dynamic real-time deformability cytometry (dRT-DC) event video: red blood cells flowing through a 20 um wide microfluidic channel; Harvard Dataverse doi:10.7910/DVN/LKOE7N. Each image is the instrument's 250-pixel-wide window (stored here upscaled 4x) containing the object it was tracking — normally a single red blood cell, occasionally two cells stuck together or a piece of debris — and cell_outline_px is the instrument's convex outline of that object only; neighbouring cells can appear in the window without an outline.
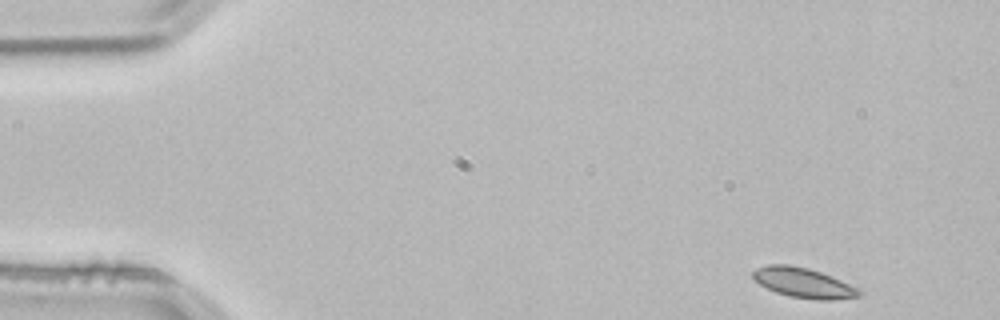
{"species": "common noctule bat (a hibernating species)", "species_latin": "Nyctalus noctula", "temperature_condition": "room temperature", "stored_images_in_passage": 50, "camera_frame_rate_fps": 3000, "um_per_image_px": 0.085, "animal": {"sex": "male", "body_mass_g": 21.5, "forearm_length_mm": 52.0}, "frame": {"image": 1, "passage_image": 1, "time_ms": 0.0, "image_size_px": [1000, 320], "cell_outline_px": [[864, 292], [860, 296], [832, 300], [816, 300], [788, 296], [776, 292], [760, 284], [752, 276], [752, 272], [756, 268], [768, 264], [788, 264], [808, 268], [832, 276]], "centroid_in_image_um": [68.28, 24.04], "position_along_channel_um": 16.7, "area_um2": 18.44}}
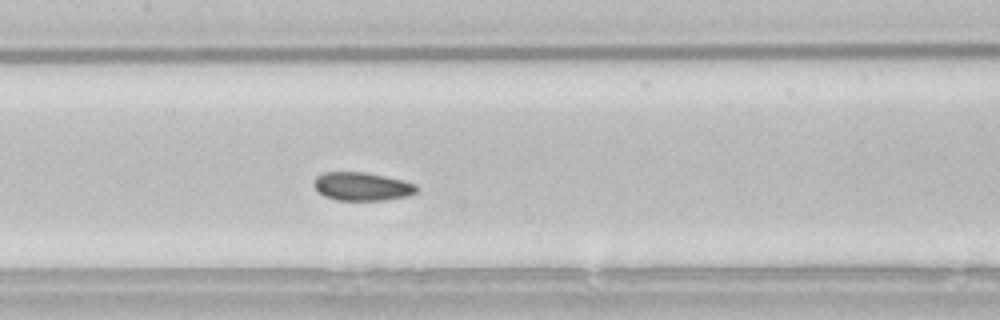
{"frame": {"image": 2, "passage_image": 22, "time_ms": 7.0, "image_size_px": [1000, 320], "cell_outline_px": [[420, 188], [416, 192], [408, 196], [384, 200], [336, 200], [324, 196], [316, 192], [312, 184], [316, 176], [324, 172], [364, 172], [384, 176], [416, 184]], "centroid_in_image_um": [30.73, 15.85], "position_along_channel_um": 176.7, "area_um2": 17.11}}
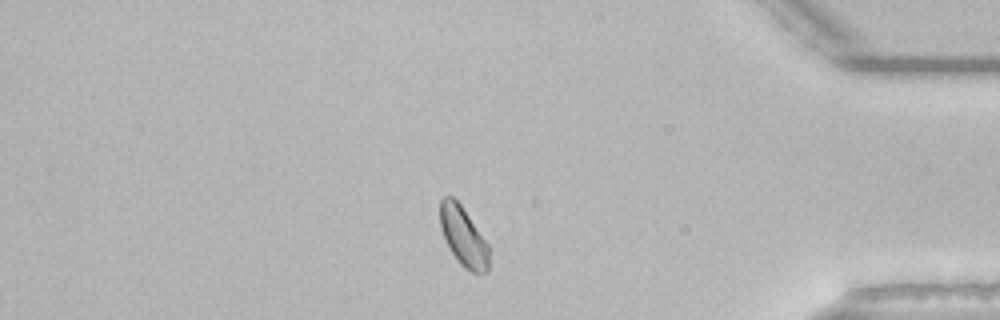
{"frame": {"image": 3, "passage_image": 42, "time_ms": 13.667, "image_size_px": [1000, 320], "cell_outline_px": [[492, 248], [488, 272], [472, 272], [464, 268], [456, 260], [444, 236], [440, 224], [440, 200], [444, 196], [452, 196], [460, 204]], "centroid_in_image_um": [39.44, 20.13], "position_along_channel_um": 395.8, "area_um2": 17.11}, "authors_computed_cell_mechanics": {"area_um2": 17.4845, "velocity_mm_per_s": 3.7767, "shape_relaxation_time_tau1_ms": 3.8585, "shape_relaxation_time_tau2_ms": 3.1586, "deformation_change_tau1": 0.0464, "deformation_change_tau2": 0.0583}}